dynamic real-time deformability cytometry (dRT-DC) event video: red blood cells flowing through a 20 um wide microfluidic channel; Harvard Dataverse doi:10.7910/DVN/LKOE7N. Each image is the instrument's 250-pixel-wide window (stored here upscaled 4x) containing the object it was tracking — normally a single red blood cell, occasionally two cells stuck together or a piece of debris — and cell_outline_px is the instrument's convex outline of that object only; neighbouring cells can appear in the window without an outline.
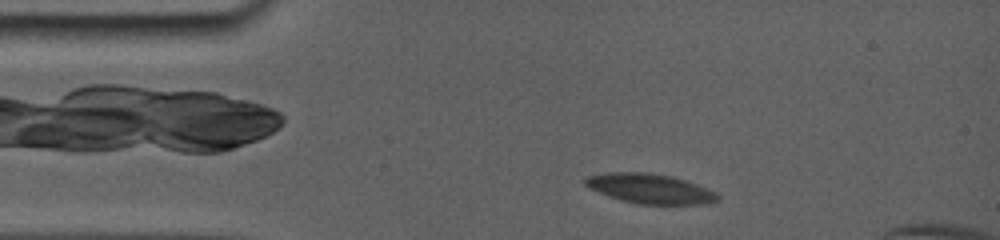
{"species": "common noctule bat (a hibernating species)", "species_latin": "Nyctalus noctula", "temperature_condition": "room temperature", "stored_images_in_passage": 10, "camera_frame_rate_fps": 5000, "um_per_image_px": 0.085, "animal": {"sex": "female", "body_mass_g": 19.0, "forearm_length_mm": 56.7}, "frame": {"image": 1, "passage_image": 1, "time_ms": 0.0, "image_size_px": [1000, 240], "cell_outline_px": [[720, 200], [712, 204], [636, 204], [620, 200], [608, 196], [588, 188], [584, 184], [584, 180], [588, 176], [608, 172], [644, 172], [672, 176], [696, 184], [716, 192], [720, 196]], "centroid_in_image_um": [55.26, 16.04], "position_along_channel_um": 29.7, "area_um2": 23.12}}
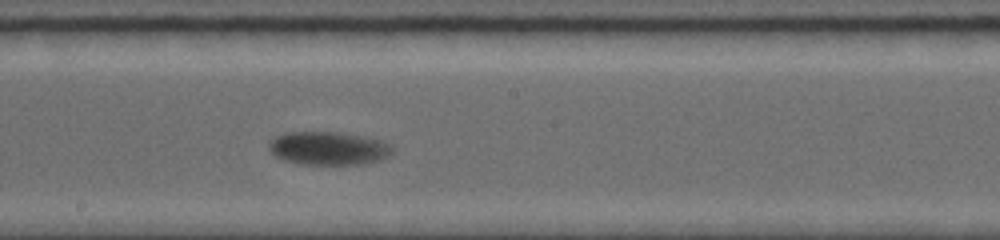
{"frame": {"image": 2, "passage_image": 7, "time_ms": 6.4, "image_size_px": [1000, 240], "cell_outline_px": [[392, 152], [388, 156], [380, 160], [364, 164], [296, 164], [284, 160], [276, 156], [268, 148], [268, 144], [276, 136], [288, 132], [336, 132], [356, 136], [372, 140], [384, 144], [392, 148]], "centroid_in_image_um": [27.82, 12.63], "position_along_channel_um": 220.4, "area_um2": 23.29}}
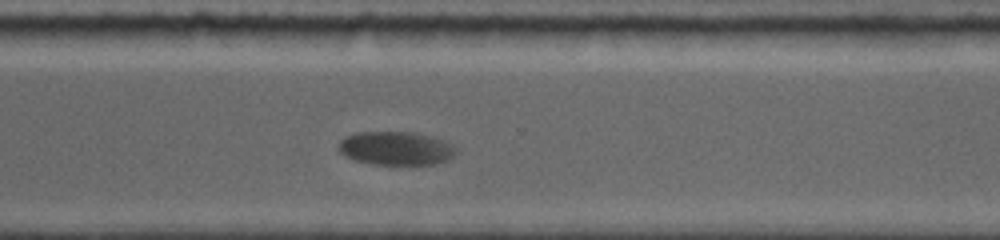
{"frame": {"image": 3, "passage_image": 10, "time_ms": 9.6, "image_size_px": [1000, 240], "cell_outline_px": [[460, 152], [448, 160], [436, 164], [372, 164], [356, 160], [344, 156], [340, 152], [340, 140], [344, 136], [356, 132], [416, 132], [444, 140], [452, 144]], "centroid_in_image_um": [33.7, 12.6], "position_along_channel_um": 336.9, "area_um2": 23.18}}